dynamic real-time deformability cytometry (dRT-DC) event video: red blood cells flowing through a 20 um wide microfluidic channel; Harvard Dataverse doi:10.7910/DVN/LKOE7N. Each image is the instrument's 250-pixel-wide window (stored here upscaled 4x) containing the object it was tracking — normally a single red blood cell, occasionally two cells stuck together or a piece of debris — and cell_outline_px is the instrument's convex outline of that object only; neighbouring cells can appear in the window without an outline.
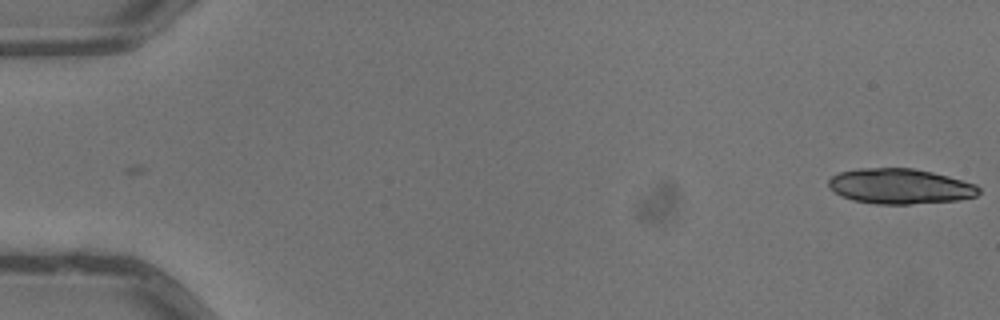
{"species": "common noctule bat (a hibernating species)", "species_latin": "Nyctalus noctula", "temperature_condition": "warm", "stored_images_in_passage": 4, "camera_frame_rate_fps": 3000, "um_per_image_px": 0.085, "animal": {"sex": "male", "body_mass_g": 13.3}, "frame": {"image": 1, "passage_image": 1, "time_ms": 0.0, "image_size_px": [1000, 320], "cell_outline_px": [[980, 192], [976, 196], [960, 200], [908, 204], [876, 204], [852, 200], [840, 196], [828, 188], [828, 180], [832, 176], [840, 172], [856, 168], [912, 168], [932, 172], [948, 176], [976, 184], [980, 188]], "centroid_in_image_um": [76.48, 15.83], "position_along_channel_um": 8.5, "area_um2": 31.1}}